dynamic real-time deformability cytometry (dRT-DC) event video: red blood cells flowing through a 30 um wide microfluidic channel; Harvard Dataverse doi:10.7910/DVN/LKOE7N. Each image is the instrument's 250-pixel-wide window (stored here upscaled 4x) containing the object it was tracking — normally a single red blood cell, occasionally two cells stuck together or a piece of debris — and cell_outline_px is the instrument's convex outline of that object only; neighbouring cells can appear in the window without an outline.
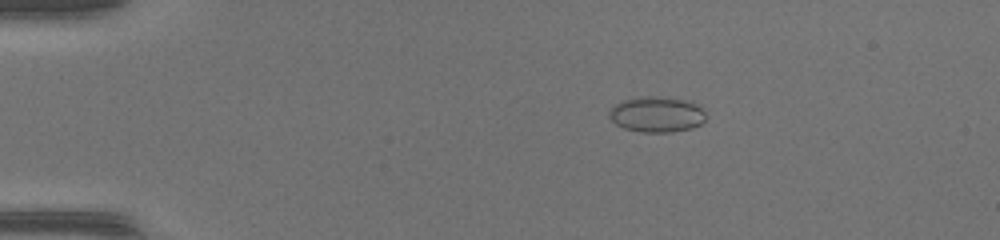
{"species": "common noctule bat (a hibernating species)", "species_latin": "Nyctalus noctula", "temperature_condition": "warm", "stored_images_in_passage": 49, "camera_frame_rate_fps": 3000, "um_per_image_px": 0.085, "animal": {"sex": "female", "body_mass_g": 17.0, "forearm_length_mm": 48.0}, "frame": {"image": 1, "passage_image": 8, "time_ms": 2.333, "image_size_px": [1000, 240], "cell_outline_px": [[704, 120], [700, 124], [692, 128], [672, 132], [640, 132], [624, 128], [616, 124], [608, 116], [608, 112], [616, 104], [624, 100], [648, 96], [656, 96], [680, 100], [692, 104], [700, 108], [704, 112]], "centroid_in_image_um": [55.77, 9.75], "position_along_channel_um": 29.2, "area_um2": 19.54}}
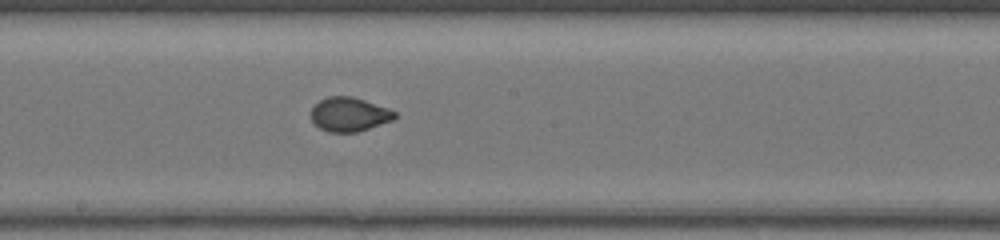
{"frame": {"image": 2, "passage_image": 27, "time_ms": 8.667, "image_size_px": [1000, 240], "cell_outline_px": [[396, 116], [392, 120], [356, 132], [328, 132], [320, 128], [312, 120], [312, 108], [320, 100], [328, 96], [352, 96], [388, 108], [396, 112]], "centroid_in_image_um": [29.68, 9.71], "position_along_channel_um": 218.5, "area_um2": 16.36}}
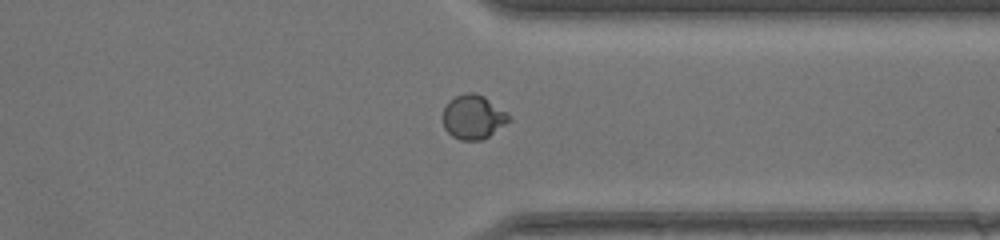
{"frame": {"image": 3, "passage_image": 38, "time_ms": 12.333, "image_size_px": [1000, 240], "cell_outline_px": [[512, 120], [488, 136], [480, 140], [460, 140], [452, 136], [444, 128], [444, 108], [448, 100], [464, 92], [476, 92], [484, 96], [508, 112], [512, 116]], "centroid_in_image_um": [40.25, 9.92], "position_along_channel_um": 371.1, "area_um2": 17.17}, "authors_computed_cell_mechanics": {"area_um2": 17.5712, "velocity_mm_per_s": 4.1874, "shape_relaxation_time_tau1_ms": 6.3434, "shape_relaxation_time_tau2_ms": null, "deformation_change_tau1": 0.1879, "deformation_change_tau2": null}}